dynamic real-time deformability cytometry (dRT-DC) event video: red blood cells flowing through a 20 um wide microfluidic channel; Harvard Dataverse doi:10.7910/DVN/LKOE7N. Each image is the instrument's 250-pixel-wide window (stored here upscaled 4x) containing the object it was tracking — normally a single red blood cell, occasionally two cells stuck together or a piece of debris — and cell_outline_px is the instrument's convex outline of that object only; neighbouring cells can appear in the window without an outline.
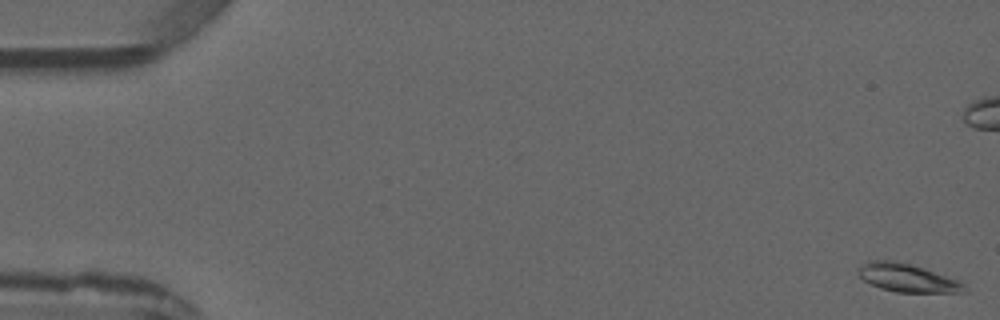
{"species": "common noctule bat (a hibernating species)", "species_latin": "Nyctalus noctula", "temperature_condition": "warm", "stored_images_in_passage": 6, "camera_frame_rate_fps": 3000, "um_per_image_px": 0.085, "animal": {"sex": "male", "forearm_length_mm": 52.5}, "frame": {"image": 1, "passage_image": 1, "time_ms": 0.0, "image_size_px": [1000, 320], "cell_outline_px": [[968, 292], [896, 292], [880, 288], [864, 280], [860, 276], [856, 268], [868, 260], [896, 260], [924, 268], [960, 280], [964, 284]], "centroid_in_image_um": [77.12, 23.61], "position_along_channel_um": 7.9, "area_um2": 17.51}}
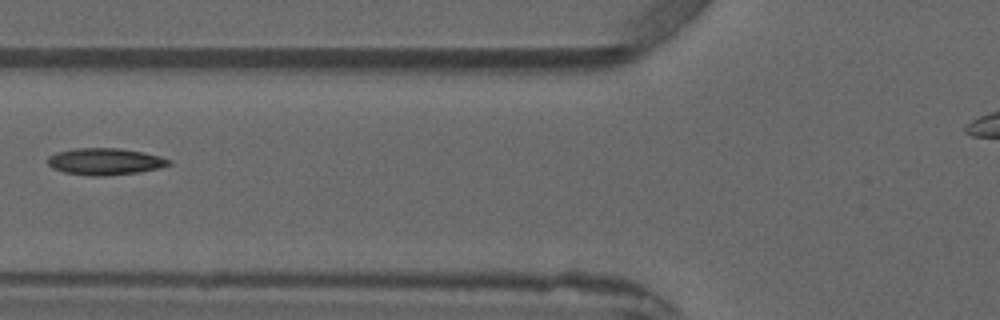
{"frame": {"image": 2, "passage_image": 6, "time_ms": 7.0, "image_size_px": [1000, 320], "cell_outline_px": [[172, 164], [160, 168], [140, 172], [104, 176], [88, 176], [64, 172], [52, 168], [48, 164], [48, 156], [56, 152], [76, 148], [120, 148], [144, 152], [160, 156], [172, 160]], "centroid_in_image_um": [8.95, 13.73], "position_along_channel_um": 116.8, "area_um2": 19.13}}